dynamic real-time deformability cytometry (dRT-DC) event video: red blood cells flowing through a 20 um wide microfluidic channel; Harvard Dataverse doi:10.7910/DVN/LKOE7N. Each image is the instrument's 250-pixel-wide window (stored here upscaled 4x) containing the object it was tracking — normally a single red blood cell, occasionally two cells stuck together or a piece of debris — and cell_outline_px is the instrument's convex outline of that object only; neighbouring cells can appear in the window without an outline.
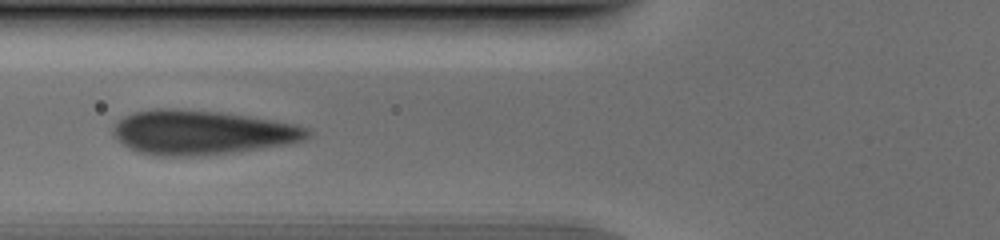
{"species": "human", "species_latin": "Homo sapiens", "temperature_condition": "cold", "stored_images_in_passage": 18, "camera_frame_rate_fps": 3000, "um_per_image_px": 0.085, "donor": {"sex": "male"}, "frame": {"image": 1, "passage_image": 6, "time_ms": 1.667, "image_size_px": [1000, 240], "cell_outline_px": [[308, 136], [304, 140], [288, 144], [204, 156], [152, 156], [136, 152], [128, 148], [112, 132], [112, 128], [124, 116], [132, 112], [152, 108], [176, 108], [216, 112], [296, 124], [308, 128]], "centroid_in_image_um": [17.09, 11.27], "position_along_channel_um": 108.7, "area_um2": 50.0}}
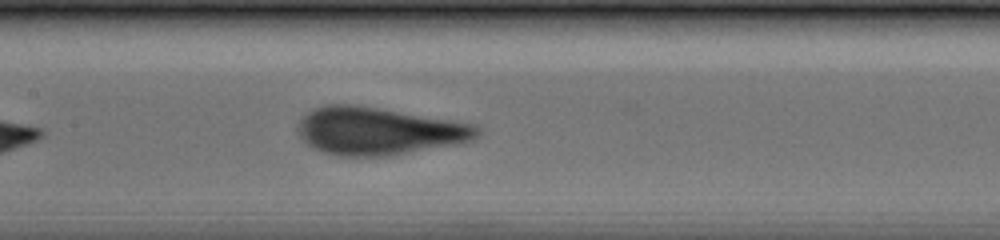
{"frame": {"image": 2, "passage_image": 11, "time_ms": 3.333, "image_size_px": [1000, 240], "cell_outline_px": [[480, 132], [472, 140], [456, 144], [388, 156], [336, 156], [312, 148], [300, 136], [296, 128], [300, 120], [308, 112], [324, 104], [356, 104], [476, 124], [480, 128]], "centroid_in_image_um": [32.16, 11.13], "position_along_channel_um": 175.2, "area_um2": 49.77}}